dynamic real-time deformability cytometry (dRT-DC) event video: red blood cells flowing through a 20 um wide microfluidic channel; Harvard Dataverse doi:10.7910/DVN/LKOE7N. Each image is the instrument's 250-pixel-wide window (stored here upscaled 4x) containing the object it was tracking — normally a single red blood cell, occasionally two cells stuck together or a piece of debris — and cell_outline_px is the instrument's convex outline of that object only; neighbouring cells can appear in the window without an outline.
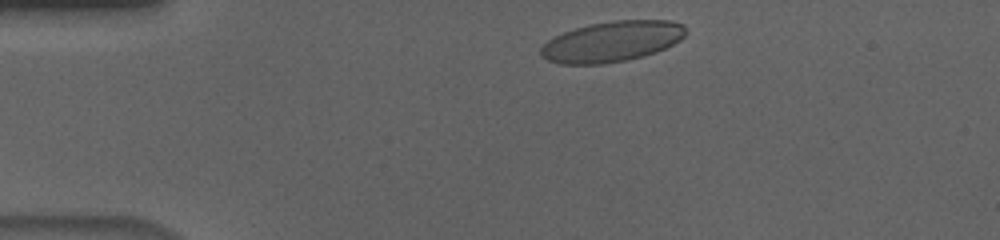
{"species": "human", "species_latin": "Homo sapiens", "temperature_condition": "cold", "stored_images_in_passage": 39, "camera_frame_rate_fps": 3000, "um_per_image_px": 0.085, "donor": {"sex": "male"}, "frame": {"image": 1, "passage_image": 2, "time_ms": 0.333, "image_size_px": [1000, 240], "cell_outline_px": [[688, 32], [680, 40], [656, 52], [644, 56], [628, 60], [604, 64], [560, 64], [548, 60], [540, 56], [540, 48], [548, 40], [564, 32], [588, 24], [612, 20], [668, 20], [684, 24]], "centroid_in_image_um": [52.03, 3.53], "position_along_channel_um": 33.0, "area_um2": 34.45}}
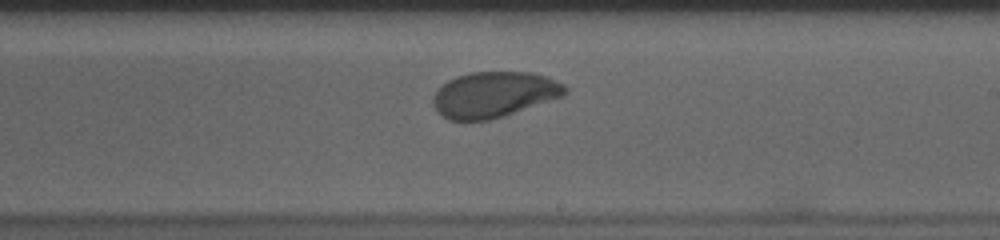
{"frame": {"image": 2, "passage_image": 24, "time_ms": 7.667, "image_size_px": [1000, 240], "cell_outline_px": [[568, 92], [564, 96], [504, 116], [488, 120], [448, 120], [436, 112], [432, 104], [432, 96], [448, 80], [456, 76], [468, 72], [532, 72], [544, 76], [564, 84], [568, 88]], "centroid_in_image_um": [41.98, 8.04], "position_along_channel_um": 247.0, "area_um2": 35.32}}
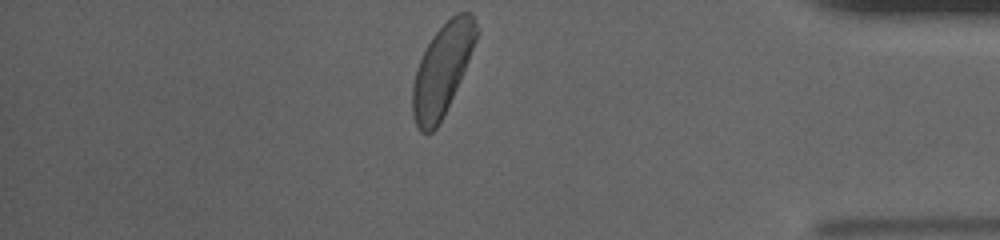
{"frame": {"image": 3, "passage_image": 39, "time_ms": 12.667, "image_size_px": [1000, 240], "cell_outline_px": [[480, 32], [460, 80], [436, 128], [432, 132], [420, 132], [412, 116], [412, 84], [416, 68], [432, 36], [456, 12], [468, 12], [472, 16], [480, 28]], "centroid_in_image_um": [37.59, 5.89], "position_along_channel_um": 397.6, "area_um2": 33.41}, "authors_computed_cell_mechanics": {"area_um2": 35.3158, "velocity_mm_per_s": 3.6406, "shape_relaxation_time_tau1_ms": 3.3682, "shape_relaxation_time_tau2_ms": 1.271, "deformation_change_tau1": 0.1411, "deformation_change_tau2": 0.0633}}